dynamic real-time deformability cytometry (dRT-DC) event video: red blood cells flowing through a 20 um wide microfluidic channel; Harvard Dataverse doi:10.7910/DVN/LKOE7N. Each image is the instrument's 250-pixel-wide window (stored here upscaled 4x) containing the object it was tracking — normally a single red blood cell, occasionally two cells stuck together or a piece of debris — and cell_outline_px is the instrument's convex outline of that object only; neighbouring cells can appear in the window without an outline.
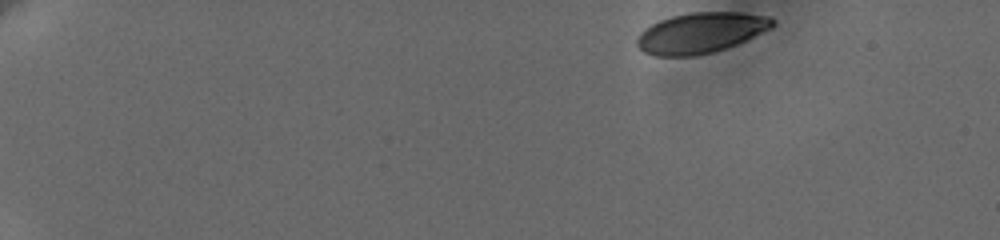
{"species": "human", "species_latin": "Homo sapiens", "temperature_condition": "cold", "stored_images_in_passage": 51, "camera_frame_rate_fps": 3000, "um_per_image_px": 0.085, "donor": {"sex": "female"}, "frame": {"image": 1, "passage_image": 1, "time_ms": 0.0, "image_size_px": [1000, 240], "cell_outline_px": [[776, 24], [772, 28], [736, 44], [712, 52], [696, 56], [656, 56], [644, 52], [636, 44], [636, 40], [640, 32], [644, 28], [660, 20], [672, 16], [692, 12], [740, 12], [768, 16], [776, 20]], "centroid_in_image_um": [59.57, 2.78], "position_along_channel_um": 25.4, "area_um2": 32.02}}
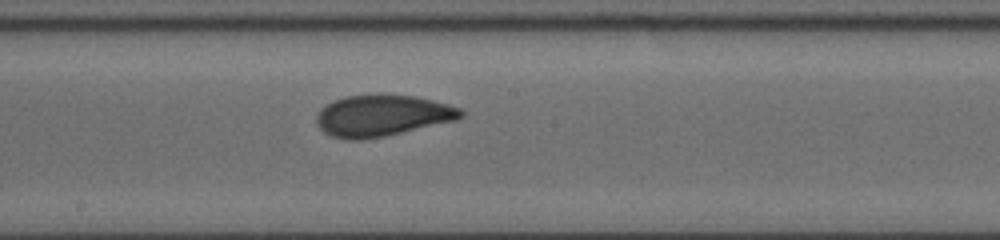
{"frame": {"image": 2, "passage_image": 28, "time_ms": 9.0, "image_size_px": [1000, 240], "cell_outline_px": [[464, 116], [456, 120], [384, 136], [360, 140], [348, 140], [332, 136], [324, 132], [316, 124], [316, 116], [320, 108], [344, 96], [416, 96], [448, 104], [460, 108], [464, 112]], "centroid_in_image_um": [32.48, 9.85], "position_along_channel_um": 215.7, "area_um2": 34.22}}
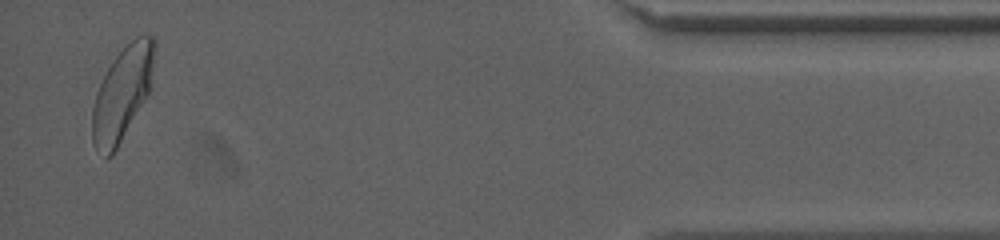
{"frame": {"image": 3, "passage_image": 50, "time_ms": 16.333, "image_size_px": [1000, 240], "cell_outline_px": [[156, 48], [148, 92], [112, 156], [108, 156], [96, 148], [92, 144], [92, 108], [96, 92], [108, 68], [116, 56], [136, 36], [152, 36], [156, 40]], "centroid_in_image_um": [10.38, 7.92], "position_along_channel_um": 424.8, "area_um2": 32.89}, "authors_computed_cell_mechanics": {"area_um2": 33.5818, "velocity_mm_per_s": 3.6182, "shape_relaxation_time_tau1_ms": 5.4587, "shape_relaxation_time_tau2_ms": 0.8925, "deformation_change_tau1": 0.1541, "deformation_change_tau2": 0.0473}}